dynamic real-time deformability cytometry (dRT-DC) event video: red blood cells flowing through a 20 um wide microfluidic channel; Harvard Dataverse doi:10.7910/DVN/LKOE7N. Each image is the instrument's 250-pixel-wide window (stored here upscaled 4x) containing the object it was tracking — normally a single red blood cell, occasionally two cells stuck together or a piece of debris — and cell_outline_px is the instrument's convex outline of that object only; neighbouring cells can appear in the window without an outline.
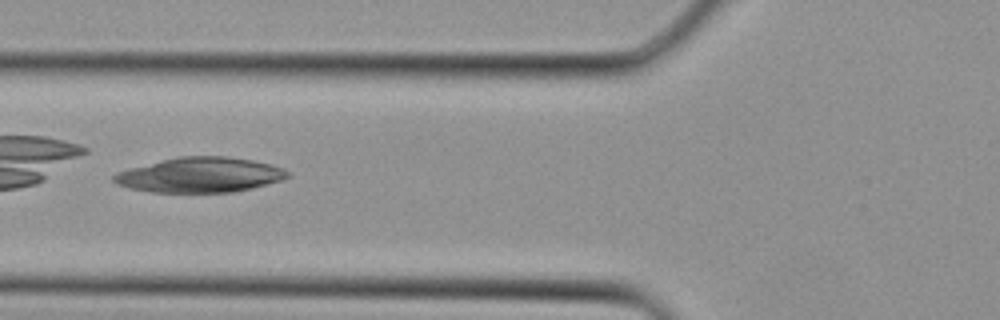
{"species": "Egyptian fruit bat (a non-hibernating species)", "species_latin": "Rousettus aegyptiacus", "temperature_condition": "cold", "stored_images_in_passage": 3, "camera_frame_rate_fps": 3000, "um_per_image_px": 0.085, "animal": {"sex": "female"}, "frame": {"image": 1, "passage_image": 3, "time_ms": 0.667, "image_size_px": [1000, 320], "cell_outline_px": [[292, 176], [284, 180], [236, 192], [148, 192], [128, 188], [116, 184], [112, 180], [112, 176], [120, 172], [132, 168], [180, 156], [228, 156], [252, 160], [272, 164], [284, 168]], "centroid_in_image_um": [17.08, 14.88], "position_along_channel_um": 108.7, "area_um2": 35.49}}